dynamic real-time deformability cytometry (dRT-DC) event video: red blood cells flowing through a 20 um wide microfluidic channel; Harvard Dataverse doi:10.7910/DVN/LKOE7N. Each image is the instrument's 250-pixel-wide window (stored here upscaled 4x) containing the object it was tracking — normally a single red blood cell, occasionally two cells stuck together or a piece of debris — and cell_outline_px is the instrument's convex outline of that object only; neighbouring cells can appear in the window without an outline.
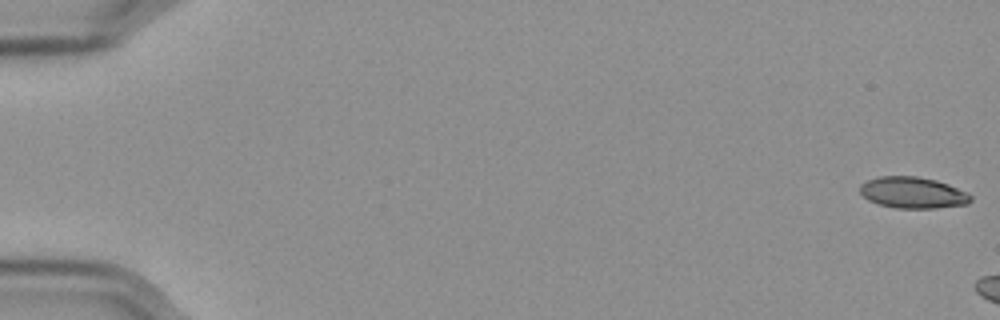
{"species": "Egyptian fruit bat (a non-hibernating species)", "species_latin": "Rousettus aegyptiacus", "temperature_condition": "cold", "stored_images_in_passage": 7, "camera_frame_rate_fps": 3000, "um_per_image_px": 0.085, "frame": {"image": 1, "passage_image": 1, "time_ms": 0.0, "image_size_px": [1000, 320], "cell_outline_px": [[972, 200], [968, 204], [936, 208], [896, 208], [880, 204], [868, 200], [860, 192], [860, 184], [868, 180], [880, 176], [916, 176], [936, 180], [948, 184], [972, 196]], "centroid_in_image_um": [77.58, 16.37], "position_along_channel_um": 7.4, "area_um2": 20.06}}